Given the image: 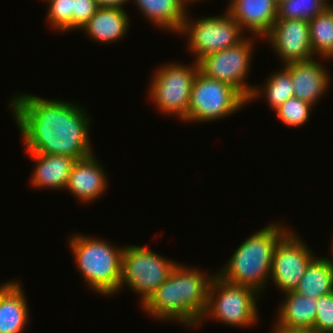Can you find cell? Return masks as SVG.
<instances>
[{"label": "cell", "instance_id": "cell-1", "mask_svg": "<svg viewBox=\"0 0 333 333\" xmlns=\"http://www.w3.org/2000/svg\"><path fill=\"white\" fill-rule=\"evenodd\" d=\"M10 105L29 153L76 160L93 155L88 136L91 121L82 107L26 93L13 97Z\"/></svg>", "mask_w": 333, "mask_h": 333}, {"label": "cell", "instance_id": "cell-2", "mask_svg": "<svg viewBox=\"0 0 333 333\" xmlns=\"http://www.w3.org/2000/svg\"><path fill=\"white\" fill-rule=\"evenodd\" d=\"M213 278L214 275L177 264L142 307L156 319H178L187 327L198 325L206 310Z\"/></svg>", "mask_w": 333, "mask_h": 333}, {"label": "cell", "instance_id": "cell-3", "mask_svg": "<svg viewBox=\"0 0 333 333\" xmlns=\"http://www.w3.org/2000/svg\"><path fill=\"white\" fill-rule=\"evenodd\" d=\"M288 232L276 223L249 236L217 275L228 283L248 286L261 294L271 274L275 247Z\"/></svg>", "mask_w": 333, "mask_h": 333}, {"label": "cell", "instance_id": "cell-4", "mask_svg": "<svg viewBox=\"0 0 333 333\" xmlns=\"http://www.w3.org/2000/svg\"><path fill=\"white\" fill-rule=\"evenodd\" d=\"M75 263L82 276L101 295L115 294L121 283L123 249L111 247L106 240L76 234L70 240Z\"/></svg>", "mask_w": 333, "mask_h": 333}, {"label": "cell", "instance_id": "cell-5", "mask_svg": "<svg viewBox=\"0 0 333 333\" xmlns=\"http://www.w3.org/2000/svg\"><path fill=\"white\" fill-rule=\"evenodd\" d=\"M257 294L248 286L228 283L216 274L210 284L208 302L201 321L211 315L226 325L250 326L258 320L255 303Z\"/></svg>", "mask_w": 333, "mask_h": 333}, {"label": "cell", "instance_id": "cell-6", "mask_svg": "<svg viewBox=\"0 0 333 333\" xmlns=\"http://www.w3.org/2000/svg\"><path fill=\"white\" fill-rule=\"evenodd\" d=\"M248 100L231 85L198 71L192 85L186 121H214L245 106Z\"/></svg>", "mask_w": 333, "mask_h": 333}, {"label": "cell", "instance_id": "cell-7", "mask_svg": "<svg viewBox=\"0 0 333 333\" xmlns=\"http://www.w3.org/2000/svg\"><path fill=\"white\" fill-rule=\"evenodd\" d=\"M178 263L167 260L145 246L123 247L121 283L142 295V305L168 278Z\"/></svg>", "mask_w": 333, "mask_h": 333}, {"label": "cell", "instance_id": "cell-8", "mask_svg": "<svg viewBox=\"0 0 333 333\" xmlns=\"http://www.w3.org/2000/svg\"><path fill=\"white\" fill-rule=\"evenodd\" d=\"M187 65L168 64L155 71L150 84L149 96L161 112L178 115L183 119L188 114L193 81L199 71L198 63Z\"/></svg>", "mask_w": 333, "mask_h": 333}, {"label": "cell", "instance_id": "cell-9", "mask_svg": "<svg viewBox=\"0 0 333 333\" xmlns=\"http://www.w3.org/2000/svg\"><path fill=\"white\" fill-rule=\"evenodd\" d=\"M189 36L188 47L198 63L207 55L233 47L244 38L238 22L227 12L225 16H212L189 21L186 14L179 33Z\"/></svg>", "mask_w": 333, "mask_h": 333}, {"label": "cell", "instance_id": "cell-10", "mask_svg": "<svg viewBox=\"0 0 333 333\" xmlns=\"http://www.w3.org/2000/svg\"><path fill=\"white\" fill-rule=\"evenodd\" d=\"M245 38L233 47L207 55L198 62V66L201 73L231 85L250 102L262 92L244 81L250 68L253 44L250 38Z\"/></svg>", "mask_w": 333, "mask_h": 333}, {"label": "cell", "instance_id": "cell-11", "mask_svg": "<svg viewBox=\"0 0 333 333\" xmlns=\"http://www.w3.org/2000/svg\"><path fill=\"white\" fill-rule=\"evenodd\" d=\"M291 231L277 244L273 253L271 280L284 293L295 291L310 263L312 252Z\"/></svg>", "mask_w": 333, "mask_h": 333}, {"label": "cell", "instance_id": "cell-12", "mask_svg": "<svg viewBox=\"0 0 333 333\" xmlns=\"http://www.w3.org/2000/svg\"><path fill=\"white\" fill-rule=\"evenodd\" d=\"M284 64L313 58L309 21L277 19L265 36Z\"/></svg>", "mask_w": 333, "mask_h": 333}, {"label": "cell", "instance_id": "cell-13", "mask_svg": "<svg viewBox=\"0 0 333 333\" xmlns=\"http://www.w3.org/2000/svg\"><path fill=\"white\" fill-rule=\"evenodd\" d=\"M227 11L241 30L247 28L255 36H266L277 20L275 0H231Z\"/></svg>", "mask_w": 333, "mask_h": 333}, {"label": "cell", "instance_id": "cell-14", "mask_svg": "<svg viewBox=\"0 0 333 333\" xmlns=\"http://www.w3.org/2000/svg\"><path fill=\"white\" fill-rule=\"evenodd\" d=\"M284 66L290 71L294 97L314 106L330 85L326 68H323L321 63L312 58L287 63Z\"/></svg>", "mask_w": 333, "mask_h": 333}, {"label": "cell", "instance_id": "cell-15", "mask_svg": "<svg viewBox=\"0 0 333 333\" xmlns=\"http://www.w3.org/2000/svg\"><path fill=\"white\" fill-rule=\"evenodd\" d=\"M97 162L98 159L91 155L77 160L71 169L65 188L80 201L91 202L106 190L107 177Z\"/></svg>", "mask_w": 333, "mask_h": 333}, {"label": "cell", "instance_id": "cell-16", "mask_svg": "<svg viewBox=\"0 0 333 333\" xmlns=\"http://www.w3.org/2000/svg\"><path fill=\"white\" fill-rule=\"evenodd\" d=\"M19 282L0 286V333H21L29 320V308Z\"/></svg>", "mask_w": 333, "mask_h": 333}, {"label": "cell", "instance_id": "cell-17", "mask_svg": "<svg viewBox=\"0 0 333 333\" xmlns=\"http://www.w3.org/2000/svg\"><path fill=\"white\" fill-rule=\"evenodd\" d=\"M29 154L33 161H36L31 179L32 186L61 190L66 187L71 169L77 161L75 158L55 154Z\"/></svg>", "mask_w": 333, "mask_h": 333}, {"label": "cell", "instance_id": "cell-18", "mask_svg": "<svg viewBox=\"0 0 333 333\" xmlns=\"http://www.w3.org/2000/svg\"><path fill=\"white\" fill-rule=\"evenodd\" d=\"M128 26L129 17L124 9L99 7L80 30L87 32L90 39L111 43L126 35Z\"/></svg>", "mask_w": 333, "mask_h": 333}, {"label": "cell", "instance_id": "cell-19", "mask_svg": "<svg viewBox=\"0 0 333 333\" xmlns=\"http://www.w3.org/2000/svg\"><path fill=\"white\" fill-rule=\"evenodd\" d=\"M285 301L279 307L278 326L289 329L314 331L316 298L303 296L296 291L287 292Z\"/></svg>", "mask_w": 333, "mask_h": 333}, {"label": "cell", "instance_id": "cell-20", "mask_svg": "<svg viewBox=\"0 0 333 333\" xmlns=\"http://www.w3.org/2000/svg\"><path fill=\"white\" fill-rule=\"evenodd\" d=\"M137 3V4H136ZM140 12L159 28L178 32L186 17L182 0H135Z\"/></svg>", "mask_w": 333, "mask_h": 333}, {"label": "cell", "instance_id": "cell-21", "mask_svg": "<svg viewBox=\"0 0 333 333\" xmlns=\"http://www.w3.org/2000/svg\"><path fill=\"white\" fill-rule=\"evenodd\" d=\"M311 298H319L333 292V261L328 258H315L308 266L295 290Z\"/></svg>", "mask_w": 333, "mask_h": 333}, {"label": "cell", "instance_id": "cell-22", "mask_svg": "<svg viewBox=\"0 0 333 333\" xmlns=\"http://www.w3.org/2000/svg\"><path fill=\"white\" fill-rule=\"evenodd\" d=\"M309 34L313 54L333 58V4L309 21Z\"/></svg>", "mask_w": 333, "mask_h": 333}, {"label": "cell", "instance_id": "cell-23", "mask_svg": "<svg viewBox=\"0 0 333 333\" xmlns=\"http://www.w3.org/2000/svg\"><path fill=\"white\" fill-rule=\"evenodd\" d=\"M328 7L326 0H284L278 4L277 19L310 21Z\"/></svg>", "mask_w": 333, "mask_h": 333}, {"label": "cell", "instance_id": "cell-24", "mask_svg": "<svg viewBox=\"0 0 333 333\" xmlns=\"http://www.w3.org/2000/svg\"><path fill=\"white\" fill-rule=\"evenodd\" d=\"M264 96L272 110H277L287 99L294 97L290 71L285 67L282 71L270 75L264 87Z\"/></svg>", "mask_w": 333, "mask_h": 333}, {"label": "cell", "instance_id": "cell-25", "mask_svg": "<svg viewBox=\"0 0 333 333\" xmlns=\"http://www.w3.org/2000/svg\"><path fill=\"white\" fill-rule=\"evenodd\" d=\"M313 105L299 98L287 99L276 111L277 117L287 126L299 127L308 121Z\"/></svg>", "mask_w": 333, "mask_h": 333}, {"label": "cell", "instance_id": "cell-26", "mask_svg": "<svg viewBox=\"0 0 333 333\" xmlns=\"http://www.w3.org/2000/svg\"><path fill=\"white\" fill-rule=\"evenodd\" d=\"M49 3L48 22L58 31L72 30L73 0H43ZM60 29V30H59Z\"/></svg>", "mask_w": 333, "mask_h": 333}, {"label": "cell", "instance_id": "cell-27", "mask_svg": "<svg viewBox=\"0 0 333 333\" xmlns=\"http://www.w3.org/2000/svg\"><path fill=\"white\" fill-rule=\"evenodd\" d=\"M314 332L333 333V292L317 298Z\"/></svg>", "mask_w": 333, "mask_h": 333}, {"label": "cell", "instance_id": "cell-28", "mask_svg": "<svg viewBox=\"0 0 333 333\" xmlns=\"http://www.w3.org/2000/svg\"><path fill=\"white\" fill-rule=\"evenodd\" d=\"M98 8L96 0H73L72 30L81 29Z\"/></svg>", "mask_w": 333, "mask_h": 333}, {"label": "cell", "instance_id": "cell-29", "mask_svg": "<svg viewBox=\"0 0 333 333\" xmlns=\"http://www.w3.org/2000/svg\"><path fill=\"white\" fill-rule=\"evenodd\" d=\"M128 1L129 0H96V3L98 5V7H102V8H121V9H123V6Z\"/></svg>", "mask_w": 333, "mask_h": 333}, {"label": "cell", "instance_id": "cell-30", "mask_svg": "<svg viewBox=\"0 0 333 333\" xmlns=\"http://www.w3.org/2000/svg\"><path fill=\"white\" fill-rule=\"evenodd\" d=\"M274 332L273 333H315L312 330L309 329H289V328H282L281 326H274Z\"/></svg>", "mask_w": 333, "mask_h": 333}, {"label": "cell", "instance_id": "cell-31", "mask_svg": "<svg viewBox=\"0 0 333 333\" xmlns=\"http://www.w3.org/2000/svg\"><path fill=\"white\" fill-rule=\"evenodd\" d=\"M189 1H190V2H193V1L196 2V1H198V0H182L183 4H184L186 7H187V5H186L187 2H189ZM199 1H201V0H199Z\"/></svg>", "mask_w": 333, "mask_h": 333}, {"label": "cell", "instance_id": "cell-32", "mask_svg": "<svg viewBox=\"0 0 333 333\" xmlns=\"http://www.w3.org/2000/svg\"><path fill=\"white\" fill-rule=\"evenodd\" d=\"M277 2V4L283 2L284 0H275Z\"/></svg>", "mask_w": 333, "mask_h": 333}]
</instances>
